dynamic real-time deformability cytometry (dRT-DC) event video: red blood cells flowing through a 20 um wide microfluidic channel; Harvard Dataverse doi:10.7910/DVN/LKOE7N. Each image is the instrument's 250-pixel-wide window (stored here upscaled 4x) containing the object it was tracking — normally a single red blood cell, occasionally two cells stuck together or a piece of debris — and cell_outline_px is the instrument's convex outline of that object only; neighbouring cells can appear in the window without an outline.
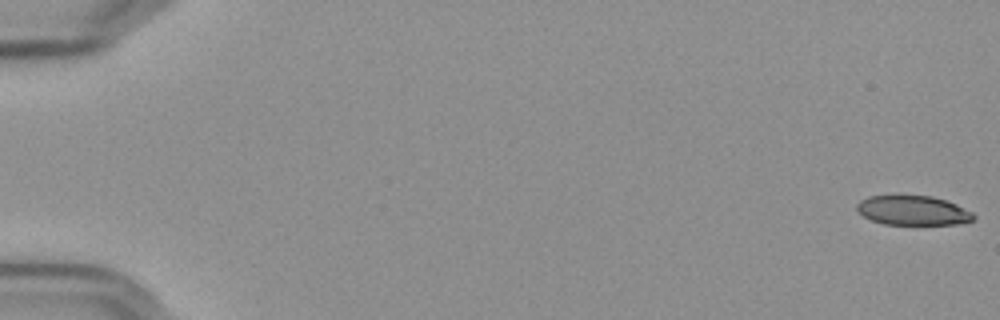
{"species": "Egyptian fruit bat (a non-hibernating species)", "species_latin": "Rousettus aegyptiacus", "temperature_condition": "cold", "stored_images_in_passage": 58, "camera_frame_rate_fps": 3000, "um_per_image_px": 0.085, "frame": {"image": 1, "passage_image": 1, "time_ms": 0.0, "image_size_px": [1000, 320], "cell_outline_px": [[976, 216], [972, 220], [956, 224], [884, 224], [872, 220], [864, 216], [856, 208], [856, 204], [860, 200], [868, 196], [892, 192], [896, 192], [932, 196], [956, 204], [972, 212]], "centroid_in_image_um": [77.53, 17.82], "position_along_channel_um": 7.5, "area_um2": 20.75}}
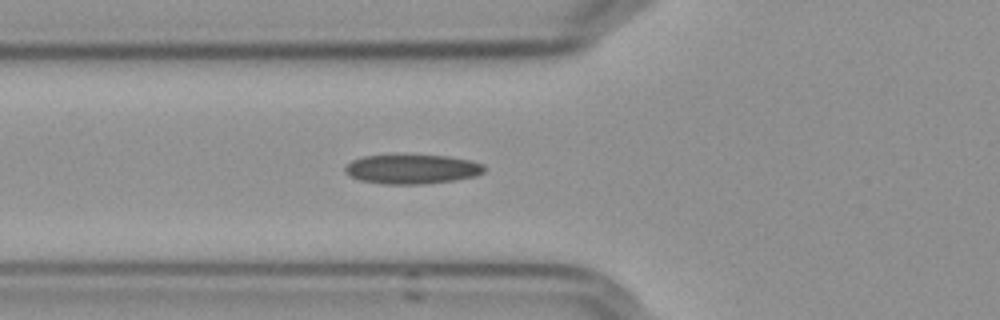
{"frame": {"image": 2, "passage_image": 22, "time_ms": 7.0, "image_size_px": [1000, 320], "cell_outline_px": [[484, 172], [476, 176], [452, 180], [420, 184], [384, 184], [360, 180], [348, 176], [344, 172], [344, 168], [352, 160], [364, 156], [448, 156], [468, 160], [484, 164]], "centroid_in_image_um": [35.0, 14.39], "position_along_channel_um": 90.8, "area_um2": 23.47}}
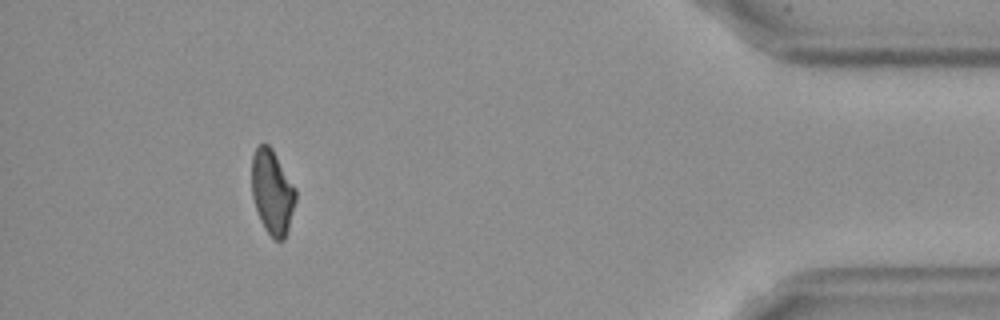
{"frame": {"image": 3, "passage_image": 53, "time_ms": 17.333, "image_size_px": [1000, 320], "cell_outline_px": [[296, 200], [288, 228], [284, 240], [276, 240], [264, 228], [260, 220], [252, 196], [252, 156], [256, 148], [260, 144], [268, 144], [272, 148], [296, 188]], "centroid_in_image_um": [23.14, 16.31], "position_along_channel_um": 412.1, "area_um2": 21.5}, "authors_computed_cell_mechanics": {"area_um2": 22.3686, "velocity_mm_per_s": 3.6061, "shape_relaxation_time_tau1_ms": null, "shape_relaxation_time_tau2_ms": 5.052, "deformation_change_tau1": null, "deformation_change_tau2": 0.1267}}